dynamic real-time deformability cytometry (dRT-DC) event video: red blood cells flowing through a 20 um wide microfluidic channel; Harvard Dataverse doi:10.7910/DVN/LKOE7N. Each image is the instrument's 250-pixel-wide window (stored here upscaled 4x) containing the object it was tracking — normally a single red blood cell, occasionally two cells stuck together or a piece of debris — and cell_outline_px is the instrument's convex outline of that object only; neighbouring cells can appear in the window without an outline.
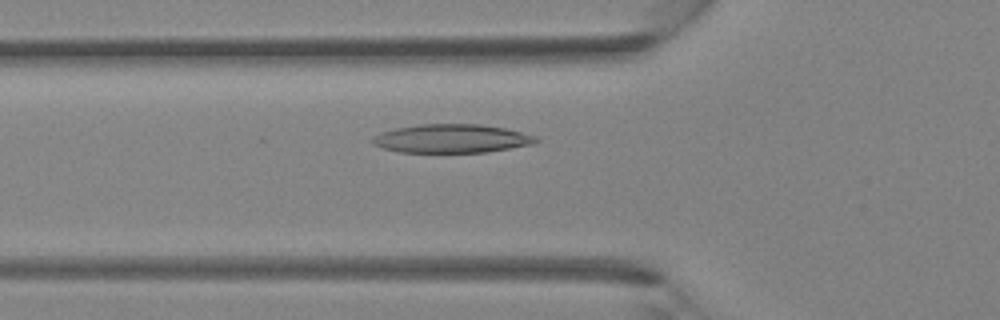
{"species": "Egyptian fruit bat (a non-hibernating species)", "species_latin": "Rousettus aegyptiacus", "temperature_condition": "room temperature", "stored_images_in_passage": 31, "camera_frame_rate_fps": 3000, "um_per_image_px": 0.085, "animal": {"sex": "female"}, "frame": {"image": 1, "passage_image": 5, "time_ms": 1.333, "image_size_px": [1000, 320], "cell_outline_px": [[540, 140], [536, 144], [488, 152], [400, 152], [384, 148], [372, 144], [372, 136], [396, 128], [420, 124], [480, 124], [504, 128], [536, 136]], "centroid_in_image_um": [38.43, 11.78], "position_along_channel_um": 87.4, "area_um2": 27.22}}
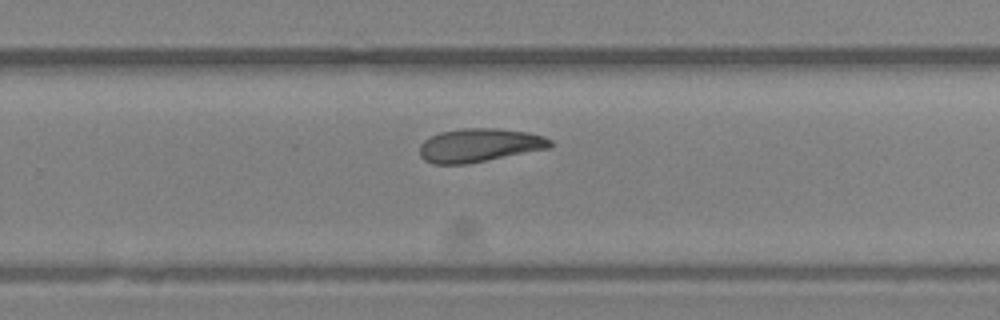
{"frame": {"image": 2, "passage_image": 17, "time_ms": 5.333, "image_size_px": [1000, 320], "cell_outline_px": [[552, 148], [464, 164], [432, 164], [424, 160], [420, 156], [420, 144], [424, 140], [440, 132], [464, 128], [496, 128], [528, 132], [544, 136], [552, 140]], "centroid_in_image_um": [40.76, 12.34], "position_along_channel_um": 289.0, "area_um2": 25.55}}
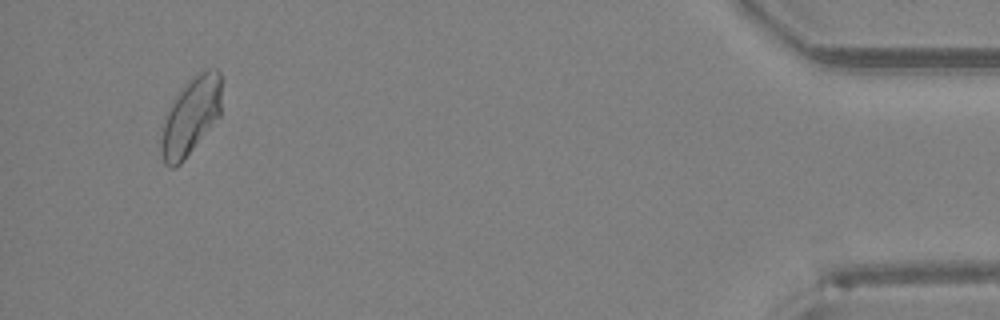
{"frame": {"image": 3, "passage_image": 29, "time_ms": 9.333, "image_size_px": [1000, 320], "cell_outline_px": [[220, 116], [184, 160], [180, 164], [172, 168], [168, 168], [164, 164], [160, 152], [160, 140], [164, 116], [176, 96], [200, 72], [208, 68], [216, 68], [220, 72]], "centroid_in_image_um": [16.19, 9.95], "position_along_channel_um": 419.0, "area_um2": 26.93}}